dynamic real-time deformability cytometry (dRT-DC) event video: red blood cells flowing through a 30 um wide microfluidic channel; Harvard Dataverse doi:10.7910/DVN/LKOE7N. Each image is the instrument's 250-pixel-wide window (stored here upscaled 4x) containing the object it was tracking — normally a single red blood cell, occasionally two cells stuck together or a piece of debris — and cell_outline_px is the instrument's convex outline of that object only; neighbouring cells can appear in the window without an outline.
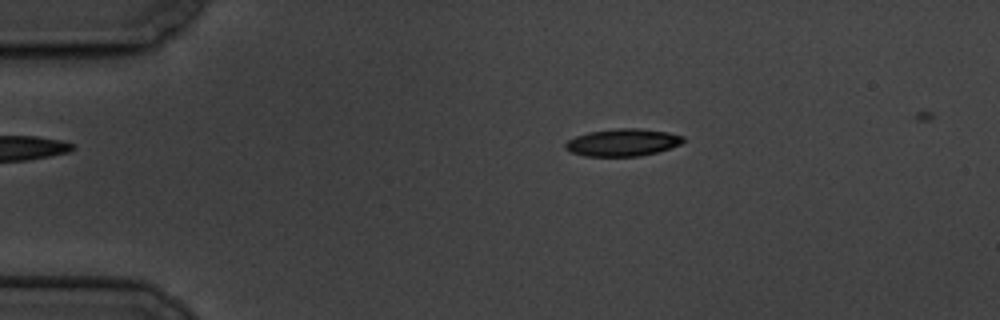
{"species": "common noctule bat (a hibernating species)", "species_latin": "Nyctalus noctula", "temperature_condition": "cold", "stored_images_in_passage": 6, "camera_frame_rate_fps": 3000, "um_per_image_px": 0.085, "animal": {"sex": "male", "body_mass_g": 19.5, "forearm_length_mm": 54.6}, "frame": {"image": 1, "passage_image": 2, "time_ms": 1.0, "image_size_px": [1000, 320], "cell_outline_px": [[684, 140], [680, 144], [656, 152], [640, 156], [584, 156], [572, 152], [564, 148], [564, 144], [568, 140], [576, 136], [588, 132], [616, 128], [640, 128], [668, 132], [684, 136]], "centroid_in_image_um": [52.91, 12.1], "position_along_channel_um": 32.1, "area_um2": 18.73}}
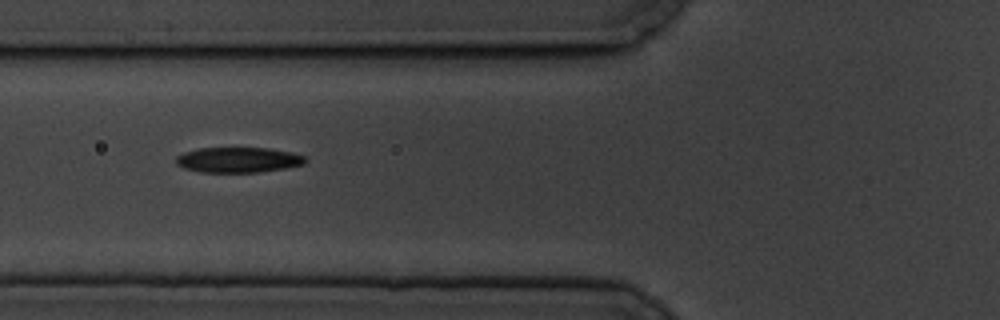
{"frame": {"image": 2, "passage_image": 5, "time_ms": 4.667, "image_size_px": [1000, 320], "cell_outline_px": [[308, 160], [304, 164], [284, 168], [260, 172], [200, 172], [184, 168], [176, 164], [176, 156], [184, 152], [200, 148], [268, 148], [292, 152], [308, 156]], "centroid_in_image_um": [20.29, 13.58], "position_along_channel_um": 105.5, "area_um2": 19.19}}
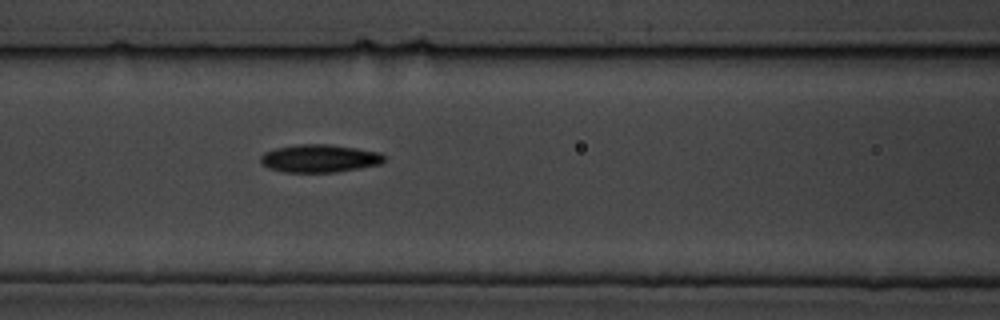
{"frame": {"image": 3, "passage_image": 6, "time_ms": 5.667, "image_size_px": [1000, 320], "cell_outline_px": [[388, 156], [380, 164], [336, 172], [284, 172], [268, 168], [260, 164], [260, 156], [264, 152], [276, 148], [300, 144], [328, 144], [356, 148], [380, 152]], "centroid_in_image_um": [27.15, 13.46], "position_along_channel_um": 139.5, "area_um2": 20.17}}